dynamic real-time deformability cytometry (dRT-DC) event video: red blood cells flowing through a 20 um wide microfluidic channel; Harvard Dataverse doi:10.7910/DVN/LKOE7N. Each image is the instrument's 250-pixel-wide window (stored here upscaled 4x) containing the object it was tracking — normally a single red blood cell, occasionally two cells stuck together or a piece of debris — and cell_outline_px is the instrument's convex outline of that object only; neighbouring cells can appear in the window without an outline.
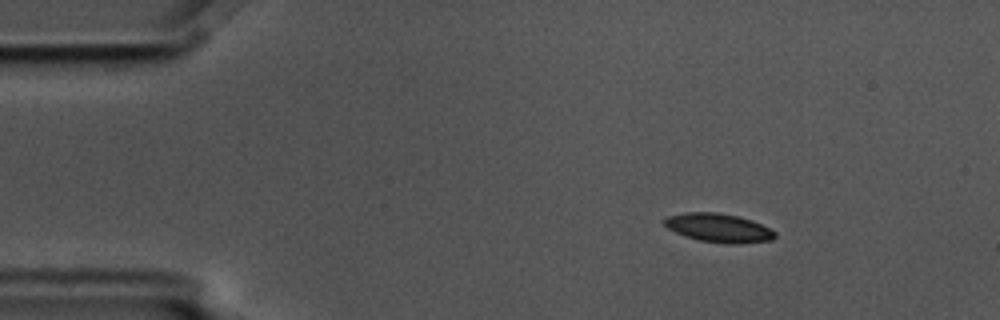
{"species": "common noctule bat (a hibernating species)", "species_latin": "Nyctalus noctula", "temperature_condition": "cold", "stored_images_in_passage": 4, "camera_frame_rate_fps": 3000, "um_per_image_px": 0.085, "animal": {"sex": "male", "body_mass_g": 17.5, "forearm_length_mm": 52.3}, "frame": {"image": 1, "passage_image": 1, "time_ms": 0.0, "image_size_px": [1000, 320], "cell_outline_px": [[776, 236], [772, 240], [740, 244], [728, 244], [700, 240], [684, 236], [668, 228], [664, 224], [664, 220], [668, 216], [684, 212], [716, 212], [736, 216], [752, 220], [776, 232]], "centroid_in_image_um": [61.09, 19.37], "position_along_channel_um": 23.9, "area_um2": 18.44}}
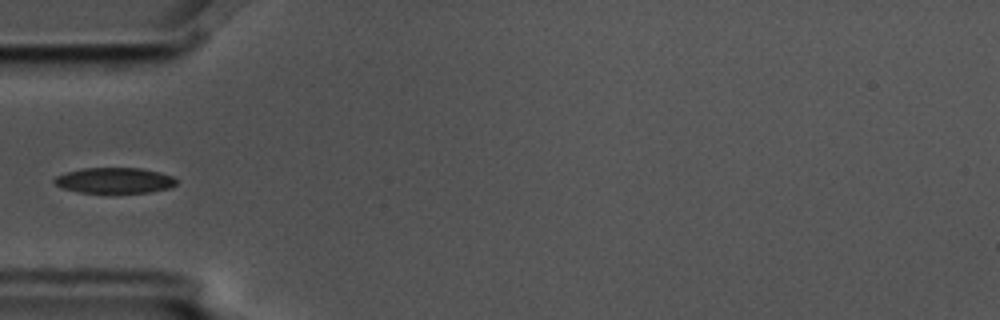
{"frame": {"image": 2, "passage_image": 4, "time_ms": 1.0, "image_size_px": [1000, 320], "cell_outline_px": [[176, 184], [168, 188], [148, 192], [80, 192], [60, 188], [52, 180], [56, 176], [68, 172], [84, 168], [140, 168], [160, 172], [172, 176], [176, 180]], "centroid_in_image_um": [9.71, 15.33], "position_along_channel_um": 75.3, "area_um2": 17.98}}